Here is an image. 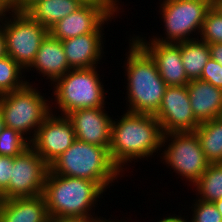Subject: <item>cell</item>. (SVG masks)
I'll return each mask as SVG.
<instances>
[{
	"mask_svg": "<svg viewBox=\"0 0 222 222\" xmlns=\"http://www.w3.org/2000/svg\"><path fill=\"white\" fill-rule=\"evenodd\" d=\"M14 11V6L8 0H0V23Z\"/></svg>",
	"mask_w": 222,
	"mask_h": 222,
	"instance_id": "1f68e13d",
	"label": "cell"
},
{
	"mask_svg": "<svg viewBox=\"0 0 222 222\" xmlns=\"http://www.w3.org/2000/svg\"><path fill=\"white\" fill-rule=\"evenodd\" d=\"M194 132L207 160L222 162V117L200 123Z\"/></svg>",
	"mask_w": 222,
	"mask_h": 222,
	"instance_id": "7402d4cb",
	"label": "cell"
},
{
	"mask_svg": "<svg viewBox=\"0 0 222 222\" xmlns=\"http://www.w3.org/2000/svg\"><path fill=\"white\" fill-rule=\"evenodd\" d=\"M0 26L3 29L7 55L25 71L31 66L49 30L27 12L14 10Z\"/></svg>",
	"mask_w": 222,
	"mask_h": 222,
	"instance_id": "9c48e42d",
	"label": "cell"
},
{
	"mask_svg": "<svg viewBox=\"0 0 222 222\" xmlns=\"http://www.w3.org/2000/svg\"><path fill=\"white\" fill-rule=\"evenodd\" d=\"M13 157L0 156V194L9 186Z\"/></svg>",
	"mask_w": 222,
	"mask_h": 222,
	"instance_id": "f1b7e54d",
	"label": "cell"
},
{
	"mask_svg": "<svg viewBox=\"0 0 222 222\" xmlns=\"http://www.w3.org/2000/svg\"><path fill=\"white\" fill-rule=\"evenodd\" d=\"M159 160L191 188L210 164L195 132L164 134Z\"/></svg>",
	"mask_w": 222,
	"mask_h": 222,
	"instance_id": "ba28073f",
	"label": "cell"
},
{
	"mask_svg": "<svg viewBox=\"0 0 222 222\" xmlns=\"http://www.w3.org/2000/svg\"><path fill=\"white\" fill-rule=\"evenodd\" d=\"M124 9L122 5H82L55 23L49 33L61 41L83 34L104 33L112 19L115 22L117 16L120 18Z\"/></svg>",
	"mask_w": 222,
	"mask_h": 222,
	"instance_id": "8fae6325",
	"label": "cell"
},
{
	"mask_svg": "<svg viewBox=\"0 0 222 222\" xmlns=\"http://www.w3.org/2000/svg\"><path fill=\"white\" fill-rule=\"evenodd\" d=\"M154 60L167 86H185L188 79L181 59L180 43L136 41Z\"/></svg>",
	"mask_w": 222,
	"mask_h": 222,
	"instance_id": "9a60e30c",
	"label": "cell"
},
{
	"mask_svg": "<svg viewBox=\"0 0 222 222\" xmlns=\"http://www.w3.org/2000/svg\"><path fill=\"white\" fill-rule=\"evenodd\" d=\"M49 170L53 174L60 176L77 177L94 181L105 192L110 193L111 191H108L110 187L115 186L118 180L125 177L112 162L107 148L77 139L49 165Z\"/></svg>",
	"mask_w": 222,
	"mask_h": 222,
	"instance_id": "277c9868",
	"label": "cell"
},
{
	"mask_svg": "<svg viewBox=\"0 0 222 222\" xmlns=\"http://www.w3.org/2000/svg\"><path fill=\"white\" fill-rule=\"evenodd\" d=\"M7 55L6 45H5V37L2 27L0 26V58Z\"/></svg>",
	"mask_w": 222,
	"mask_h": 222,
	"instance_id": "e575fe53",
	"label": "cell"
},
{
	"mask_svg": "<svg viewBox=\"0 0 222 222\" xmlns=\"http://www.w3.org/2000/svg\"><path fill=\"white\" fill-rule=\"evenodd\" d=\"M192 187V192L200 201L214 202L222 199V162L210 163Z\"/></svg>",
	"mask_w": 222,
	"mask_h": 222,
	"instance_id": "603a6c76",
	"label": "cell"
},
{
	"mask_svg": "<svg viewBox=\"0 0 222 222\" xmlns=\"http://www.w3.org/2000/svg\"><path fill=\"white\" fill-rule=\"evenodd\" d=\"M108 219H106L103 216H97L91 219H86V220H70V222H106Z\"/></svg>",
	"mask_w": 222,
	"mask_h": 222,
	"instance_id": "d590c367",
	"label": "cell"
},
{
	"mask_svg": "<svg viewBox=\"0 0 222 222\" xmlns=\"http://www.w3.org/2000/svg\"><path fill=\"white\" fill-rule=\"evenodd\" d=\"M121 111L122 115L112 120L109 154L127 177L126 173L131 169L129 164L151 160L156 154L160 158L164 133L154 115Z\"/></svg>",
	"mask_w": 222,
	"mask_h": 222,
	"instance_id": "6da1fadb",
	"label": "cell"
},
{
	"mask_svg": "<svg viewBox=\"0 0 222 222\" xmlns=\"http://www.w3.org/2000/svg\"><path fill=\"white\" fill-rule=\"evenodd\" d=\"M49 165L30 146L13 157L9 186L0 194V200L43 195Z\"/></svg>",
	"mask_w": 222,
	"mask_h": 222,
	"instance_id": "30bf717a",
	"label": "cell"
},
{
	"mask_svg": "<svg viewBox=\"0 0 222 222\" xmlns=\"http://www.w3.org/2000/svg\"><path fill=\"white\" fill-rule=\"evenodd\" d=\"M181 59L189 80L200 79L202 70L210 58L208 43L198 39L180 42Z\"/></svg>",
	"mask_w": 222,
	"mask_h": 222,
	"instance_id": "44dd1931",
	"label": "cell"
},
{
	"mask_svg": "<svg viewBox=\"0 0 222 222\" xmlns=\"http://www.w3.org/2000/svg\"><path fill=\"white\" fill-rule=\"evenodd\" d=\"M71 68L69 67L62 41L54 38L50 33L43 39L37 51L34 62L25 73L35 72L38 77L42 75L50 87L57 79L64 76ZM46 77V78H45Z\"/></svg>",
	"mask_w": 222,
	"mask_h": 222,
	"instance_id": "e0dca14e",
	"label": "cell"
},
{
	"mask_svg": "<svg viewBox=\"0 0 222 222\" xmlns=\"http://www.w3.org/2000/svg\"><path fill=\"white\" fill-rule=\"evenodd\" d=\"M210 50V58L222 65V43L208 44Z\"/></svg>",
	"mask_w": 222,
	"mask_h": 222,
	"instance_id": "f546056e",
	"label": "cell"
},
{
	"mask_svg": "<svg viewBox=\"0 0 222 222\" xmlns=\"http://www.w3.org/2000/svg\"><path fill=\"white\" fill-rule=\"evenodd\" d=\"M191 206L187 211L191 209V214L186 215L188 222H222V216L217 210L213 202L200 201L198 199L191 200ZM190 219H189V217Z\"/></svg>",
	"mask_w": 222,
	"mask_h": 222,
	"instance_id": "484cf974",
	"label": "cell"
},
{
	"mask_svg": "<svg viewBox=\"0 0 222 222\" xmlns=\"http://www.w3.org/2000/svg\"><path fill=\"white\" fill-rule=\"evenodd\" d=\"M82 5H121L117 0H78Z\"/></svg>",
	"mask_w": 222,
	"mask_h": 222,
	"instance_id": "d6a6232c",
	"label": "cell"
},
{
	"mask_svg": "<svg viewBox=\"0 0 222 222\" xmlns=\"http://www.w3.org/2000/svg\"><path fill=\"white\" fill-rule=\"evenodd\" d=\"M106 108L107 106L78 109L67 115L72 122L77 140L109 150L114 117L106 111Z\"/></svg>",
	"mask_w": 222,
	"mask_h": 222,
	"instance_id": "5bb4252c",
	"label": "cell"
},
{
	"mask_svg": "<svg viewBox=\"0 0 222 222\" xmlns=\"http://www.w3.org/2000/svg\"><path fill=\"white\" fill-rule=\"evenodd\" d=\"M105 191L94 181L47 173L43 197L50 219L86 220L98 216ZM99 202V204H98Z\"/></svg>",
	"mask_w": 222,
	"mask_h": 222,
	"instance_id": "3957f363",
	"label": "cell"
},
{
	"mask_svg": "<svg viewBox=\"0 0 222 222\" xmlns=\"http://www.w3.org/2000/svg\"><path fill=\"white\" fill-rule=\"evenodd\" d=\"M48 222H70V221L50 219Z\"/></svg>",
	"mask_w": 222,
	"mask_h": 222,
	"instance_id": "b9f144b4",
	"label": "cell"
},
{
	"mask_svg": "<svg viewBox=\"0 0 222 222\" xmlns=\"http://www.w3.org/2000/svg\"><path fill=\"white\" fill-rule=\"evenodd\" d=\"M187 89L192 112L199 123L222 117V89L200 79L190 80Z\"/></svg>",
	"mask_w": 222,
	"mask_h": 222,
	"instance_id": "ac0fdd59",
	"label": "cell"
},
{
	"mask_svg": "<svg viewBox=\"0 0 222 222\" xmlns=\"http://www.w3.org/2000/svg\"><path fill=\"white\" fill-rule=\"evenodd\" d=\"M76 140L71 120L66 115L50 113L38 128L31 147L50 165Z\"/></svg>",
	"mask_w": 222,
	"mask_h": 222,
	"instance_id": "7c38bea8",
	"label": "cell"
},
{
	"mask_svg": "<svg viewBox=\"0 0 222 222\" xmlns=\"http://www.w3.org/2000/svg\"><path fill=\"white\" fill-rule=\"evenodd\" d=\"M8 1L15 7L20 0H8Z\"/></svg>",
	"mask_w": 222,
	"mask_h": 222,
	"instance_id": "60d3db41",
	"label": "cell"
},
{
	"mask_svg": "<svg viewBox=\"0 0 222 222\" xmlns=\"http://www.w3.org/2000/svg\"><path fill=\"white\" fill-rule=\"evenodd\" d=\"M41 0H20L19 3L14 7V10L20 12H27L34 4Z\"/></svg>",
	"mask_w": 222,
	"mask_h": 222,
	"instance_id": "836d02e7",
	"label": "cell"
},
{
	"mask_svg": "<svg viewBox=\"0 0 222 222\" xmlns=\"http://www.w3.org/2000/svg\"><path fill=\"white\" fill-rule=\"evenodd\" d=\"M200 80L209 82L213 86L222 89V65L209 58L202 70Z\"/></svg>",
	"mask_w": 222,
	"mask_h": 222,
	"instance_id": "83f0119b",
	"label": "cell"
},
{
	"mask_svg": "<svg viewBox=\"0 0 222 222\" xmlns=\"http://www.w3.org/2000/svg\"><path fill=\"white\" fill-rule=\"evenodd\" d=\"M212 8L222 17V0H212Z\"/></svg>",
	"mask_w": 222,
	"mask_h": 222,
	"instance_id": "8d00e7d4",
	"label": "cell"
},
{
	"mask_svg": "<svg viewBox=\"0 0 222 222\" xmlns=\"http://www.w3.org/2000/svg\"><path fill=\"white\" fill-rule=\"evenodd\" d=\"M182 211L183 210L178 212V213H180L178 215L175 214L176 211L173 212L174 214H172V215L167 213V215L165 214V217H163V218L159 217L160 219H157V222H188L187 217L185 216V214ZM181 213L184 214V216ZM139 222H141V221H139Z\"/></svg>",
	"mask_w": 222,
	"mask_h": 222,
	"instance_id": "4dcf8cb0",
	"label": "cell"
},
{
	"mask_svg": "<svg viewBox=\"0 0 222 222\" xmlns=\"http://www.w3.org/2000/svg\"><path fill=\"white\" fill-rule=\"evenodd\" d=\"M122 220H124V217H123V219H121V220H119V218L118 219H111V217L106 221V222H129V221H127L126 219L124 220V221H122ZM130 222H132V221H130ZM135 222V221H134ZM137 222V221H136Z\"/></svg>",
	"mask_w": 222,
	"mask_h": 222,
	"instance_id": "ab89813d",
	"label": "cell"
},
{
	"mask_svg": "<svg viewBox=\"0 0 222 222\" xmlns=\"http://www.w3.org/2000/svg\"><path fill=\"white\" fill-rule=\"evenodd\" d=\"M154 116L160 122L164 134L194 132L200 125L191 109L187 85L167 86Z\"/></svg>",
	"mask_w": 222,
	"mask_h": 222,
	"instance_id": "4fadbf2b",
	"label": "cell"
},
{
	"mask_svg": "<svg viewBox=\"0 0 222 222\" xmlns=\"http://www.w3.org/2000/svg\"><path fill=\"white\" fill-rule=\"evenodd\" d=\"M125 60L122 64L126 86L124 90L127 111L154 115L162 102L167 85L161 78L154 60L129 35Z\"/></svg>",
	"mask_w": 222,
	"mask_h": 222,
	"instance_id": "7a4b0ae2",
	"label": "cell"
},
{
	"mask_svg": "<svg viewBox=\"0 0 222 222\" xmlns=\"http://www.w3.org/2000/svg\"><path fill=\"white\" fill-rule=\"evenodd\" d=\"M157 15L161 18L162 35L131 34L135 41H157L163 43H180L198 39L205 16L212 8V1L207 0H158ZM163 22V24H162ZM158 35V36H157ZM151 36V38H150ZM196 36V37H195Z\"/></svg>",
	"mask_w": 222,
	"mask_h": 222,
	"instance_id": "8992f818",
	"label": "cell"
},
{
	"mask_svg": "<svg viewBox=\"0 0 222 222\" xmlns=\"http://www.w3.org/2000/svg\"><path fill=\"white\" fill-rule=\"evenodd\" d=\"M213 203L216 206L217 210L219 211L220 215L222 216V199H218Z\"/></svg>",
	"mask_w": 222,
	"mask_h": 222,
	"instance_id": "74e56055",
	"label": "cell"
},
{
	"mask_svg": "<svg viewBox=\"0 0 222 222\" xmlns=\"http://www.w3.org/2000/svg\"><path fill=\"white\" fill-rule=\"evenodd\" d=\"M4 127H5L4 117H3V114L0 110V134L3 131Z\"/></svg>",
	"mask_w": 222,
	"mask_h": 222,
	"instance_id": "f35d334b",
	"label": "cell"
},
{
	"mask_svg": "<svg viewBox=\"0 0 222 222\" xmlns=\"http://www.w3.org/2000/svg\"><path fill=\"white\" fill-rule=\"evenodd\" d=\"M33 83L35 85L27 83L19 90L0 95L5 126L20 132L30 142L51 113L50 96L42 92L35 81Z\"/></svg>",
	"mask_w": 222,
	"mask_h": 222,
	"instance_id": "52a82bcc",
	"label": "cell"
},
{
	"mask_svg": "<svg viewBox=\"0 0 222 222\" xmlns=\"http://www.w3.org/2000/svg\"><path fill=\"white\" fill-rule=\"evenodd\" d=\"M30 146V141L12 128L5 126L0 134V156L15 157Z\"/></svg>",
	"mask_w": 222,
	"mask_h": 222,
	"instance_id": "d4e9b609",
	"label": "cell"
},
{
	"mask_svg": "<svg viewBox=\"0 0 222 222\" xmlns=\"http://www.w3.org/2000/svg\"><path fill=\"white\" fill-rule=\"evenodd\" d=\"M99 67L70 69L57 79L50 86L51 112L67 116L78 109L106 107L108 89Z\"/></svg>",
	"mask_w": 222,
	"mask_h": 222,
	"instance_id": "5b68a950",
	"label": "cell"
},
{
	"mask_svg": "<svg viewBox=\"0 0 222 222\" xmlns=\"http://www.w3.org/2000/svg\"><path fill=\"white\" fill-rule=\"evenodd\" d=\"M43 195L0 200V222H48Z\"/></svg>",
	"mask_w": 222,
	"mask_h": 222,
	"instance_id": "d6986e66",
	"label": "cell"
},
{
	"mask_svg": "<svg viewBox=\"0 0 222 222\" xmlns=\"http://www.w3.org/2000/svg\"><path fill=\"white\" fill-rule=\"evenodd\" d=\"M25 74V70L10 56L0 58V95L19 90L27 83L33 84L26 78L28 73Z\"/></svg>",
	"mask_w": 222,
	"mask_h": 222,
	"instance_id": "cb8c5ba5",
	"label": "cell"
},
{
	"mask_svg": "<svg viewBox=\"0 0 222 222\" xmlns=\"http://www.w3.org/2000/svg\"><path fill=\"white\" fill-rule=\"evenodd\" d=\"M82 4L78 0H41L27 13L48 30L59 20L75 12Z\"/></svg>",
	"mask_w": 222,
	"mask_h": 222,
	"instance_id": "ffe728a7",
	"label": "cell"
},
{
	"mask_svg": "<svg viewBox=\"0 0 222 222\" xmlns=\"http://www.w3.org/2000/svg\"><path fill=\"white\" fill-rule=\"evenodd\" d=\"M122 6H124V2L122 0H117ZM121 1V2H120ZM123 3V4H122Z\"/></svg>",
	"mask_w": 222,
	"mask_h": 222,
	"instance_id": "7bdbcfd3",
	"label": "cell"
},
{
	"mask_svg": "<svg viewBox=\"0 0 222 222\" xmlns=\"http://www.w3.org/2000/svg\"><path fill=\"white\" fill-rule=\"evenodd\" d=\"M199 39L205 43H222V17L211 8L202 25Z\"/></svg>",
	"mask_w": 222,
	"mask_h": 222,
	"instance_id": "4316f807",
	"label": "cell"
},
{
	"mask_svg": "<svg viewBox=\"0 0 222 222\" xmlns=\"http://www.w3.org/2000/svg\"><path fill=\"white\" fill-rule=\"evenodd\" d=\"M105 33H89L62 40L66 60L71 69L102 65L105 57ZM105 37V38H103Z\"/></svg>",
	"mask_w": 222,
	"mask_h": 222,
	"instance_id": "2e32d148",
	"label": "cell"
}]
</instances>
